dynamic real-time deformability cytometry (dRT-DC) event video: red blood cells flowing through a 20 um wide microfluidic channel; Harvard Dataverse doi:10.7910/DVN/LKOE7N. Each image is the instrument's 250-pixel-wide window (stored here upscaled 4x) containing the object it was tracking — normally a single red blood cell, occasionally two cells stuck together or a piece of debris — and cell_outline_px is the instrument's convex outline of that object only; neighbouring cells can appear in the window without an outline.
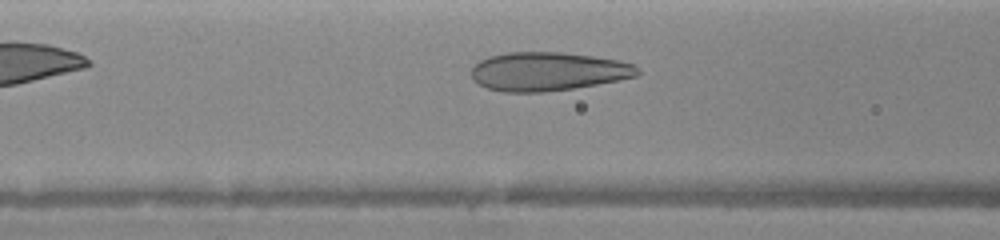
{"species": "human", "species_latin": "Homo sapiens", "temperature_condition": "warm", "stored_images_in_passage": 14, "camera_frame_rate_fps": 3000, "um_per_image_px": 0.085, "donor": {"sex": "female"}, "frame": {"image": 1, "passage_image": 6, "time_ms": 3.0, "image_size_px": [1000, 240], "cell_outline_px": [[640, 72], [636, 76], [596, 84], [572, 88], [544, 92], [504, 92], [488, 88], [472, 80], [472, 68], [480, 60], [488, 56], [508, 52], [560, 52], [592, 56], [620, 60], [636, 64], [640, 68]], "centroid_in_image_um": [46.58, 6.06], "position_along_channel_um": 120.0, "area_um2": 37.4}}
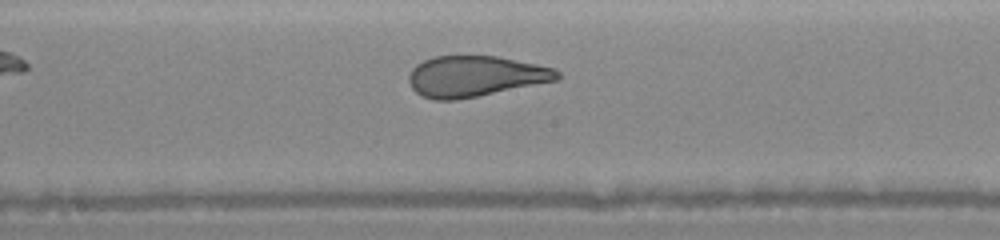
{"frame": {"image": 2, "passage_image": 11, "time_ms": 5.0, "image_size_px": [1000, 240], "cell_outline_px": [[560, 80], [456, 100], [432, 100], [416, 92], [412, 88], [408, 80], [408, 76], [412, 68], [416, 64], [424, 60], [436, 56], [496, 56], [556, 68], [560, 72]], "centroid_in_image_um": [40.4, 6.48], "position_along_channel_um": 207.8, "area_um2": 35.32}}
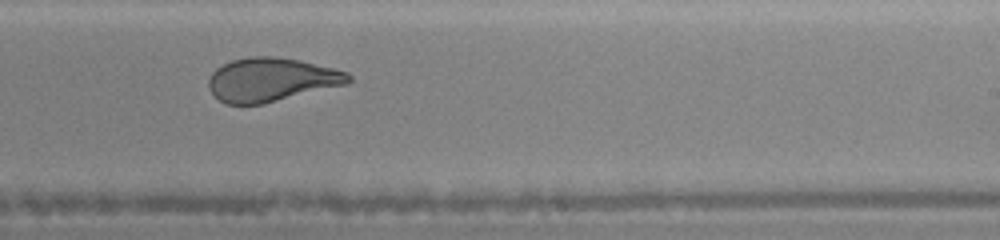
{"frame": {"image": 3, "passage_image": 13, "time_ms": 6.333, "image_size_px": [1000, 240], "cell_outline_px": [[352, 80], [348, 84], [264, 104], [224, 104], [208, 88], [208, 80], [212, 72], [216, 68], [232, 60], [252, 56], [276, 56], [300, 60], [348, 72], [352, 76]], "centroid_in_image_um": [23.08, 6.77], "position_along_channel_um": 265.9, "area_um2": 35.78}}